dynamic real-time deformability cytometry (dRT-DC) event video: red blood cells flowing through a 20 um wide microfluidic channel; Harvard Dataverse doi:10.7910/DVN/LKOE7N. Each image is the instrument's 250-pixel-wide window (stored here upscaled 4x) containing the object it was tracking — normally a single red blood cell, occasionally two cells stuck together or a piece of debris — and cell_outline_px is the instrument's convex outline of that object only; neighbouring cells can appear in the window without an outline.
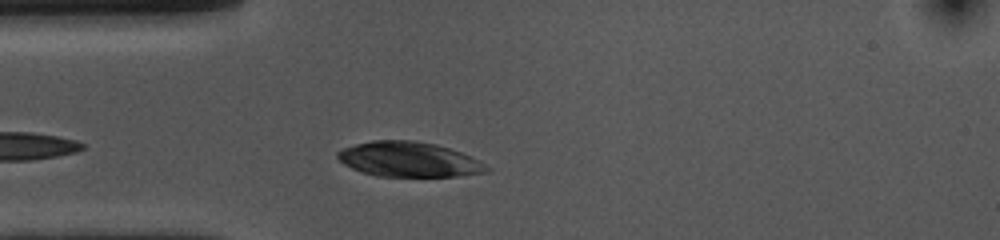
{"species": "common noctule bat (a hibernating species)", "species_latin": "Nyctalus noctula", "temperature_condition": "cold", "stored_images_in_passage": 31, "camera_frame_rate_fps": 3000, "um_per_image_px": 0.085, "animal": {"sex": "female", "body_mass_g": 10.0, "forearm_length_mm": 53.1}, "frame": {"image": 1, "passage_image": 4, "time_ms": 1.0, "image_size_px": [1000, 240], "cell_outline_px": [[492, 168], [488, 172], [456, 176], [376, 176], [352, 168], [344, 164], [336, 156], [336, 152], [344, 148], [356, 144], [372, 140], [412, 140], [436, 144], [460, 152], [480, 160]], "centroid_in_image_um": [34.78, 13.55], "position_along_channel_um": 50.2, "area_um2": 30.29}}
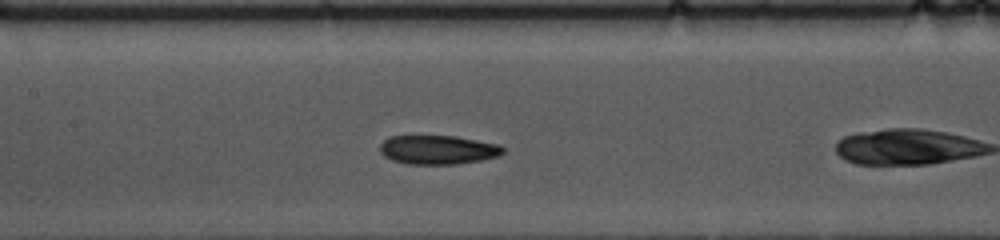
{"frame": {"image": 2, "passage_image": 11, "time_ms": 3.333, "image_size_px": [1000, 240], "cell_outline_px": [[504, 152], [500, 156], [480, 160], [452, 164], [408, 164], [392, 160], [384, 156], [380, 152], [380, 144], [388, 136], [456, 136], [500, 144], [504, 148]], "centroid_in_image_um": [37.23, 12.72], "position_along_channel_um": 170.2, "area_um2": 20.87}}
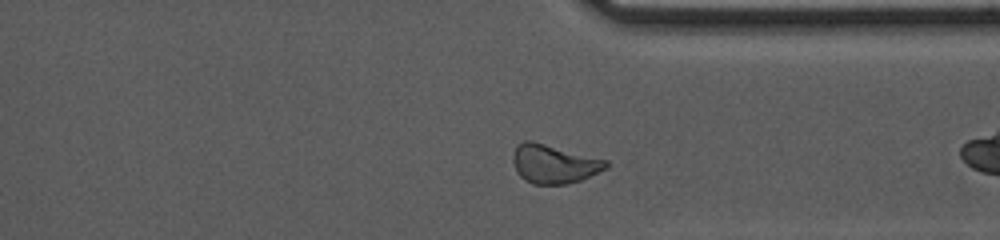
{"frame": {"image": 3, "passage_image": 27, "time_ms": 8.667, "image_size_px": [1000, 240], "cell_outline_px": [[608, 168], [580, 180], [568, 184], [532, 184], [524, 180], [516, 172], [512, 160], [512, 156], [516, 144], [524, 140], [532, 140], [608, 160]], "centroid_in_image_um": [47.05, 13.92], "position_along_channel_um": 364.3, "area_um2": 21.33}, "authors_computed_cell_mechanics": {"area_um2": 20.9236, "velocity_mm_per_s": 3.6616, "shape_relaxation_time_tau1_ms": 3.1938, "shape_relaxation_time_tau2_ms": 8.9945, "deformation_change_tau1": 0.1099, "deformation_change_tau2": 0.1107}}